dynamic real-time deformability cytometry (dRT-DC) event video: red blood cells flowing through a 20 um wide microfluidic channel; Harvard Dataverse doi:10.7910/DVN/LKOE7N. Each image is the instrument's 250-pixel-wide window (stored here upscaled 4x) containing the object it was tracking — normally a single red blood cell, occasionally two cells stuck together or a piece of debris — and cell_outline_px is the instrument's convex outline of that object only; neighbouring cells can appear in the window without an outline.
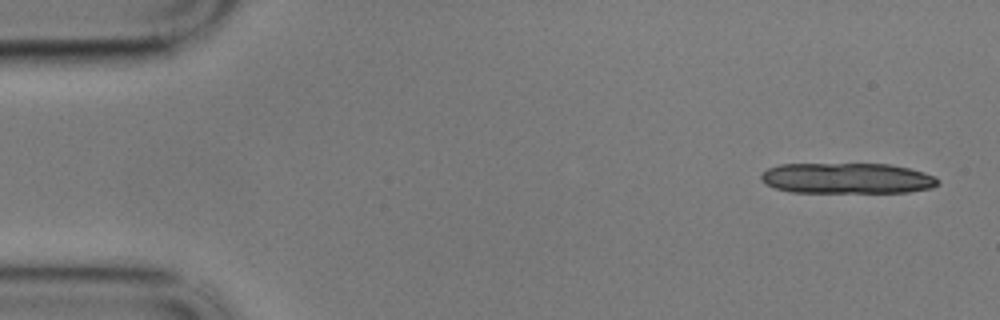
{"species": "common noctule bat (a hibernating species)", "species_latin": "Nyctalus noctula", "temperature_condition": "cold", "stored_images_in_passage": 15, "camera_frame_rate_fps": 3000, "um_per_image_px": 0.085, "animal": {"sex": "male", "body_mass_g": 17.9}, "frame": {"image": 1, "passage_image": 3, "time_ms": 0.667, "image_size_px": [1000, 320], "cell_outline_px": [[940, 184], [932, 188], [908, 192], [792, 192], [776, 188], [760, 180], [760, 176], [768, 168], [780, 164], [888, 164], [908, 168], [924, 172], [936, 176], [940, 180]], "centroid_in_image_um": [72.05, 15.15], "position_along_channel_um": 13.0, "area_um2": 31.67}}